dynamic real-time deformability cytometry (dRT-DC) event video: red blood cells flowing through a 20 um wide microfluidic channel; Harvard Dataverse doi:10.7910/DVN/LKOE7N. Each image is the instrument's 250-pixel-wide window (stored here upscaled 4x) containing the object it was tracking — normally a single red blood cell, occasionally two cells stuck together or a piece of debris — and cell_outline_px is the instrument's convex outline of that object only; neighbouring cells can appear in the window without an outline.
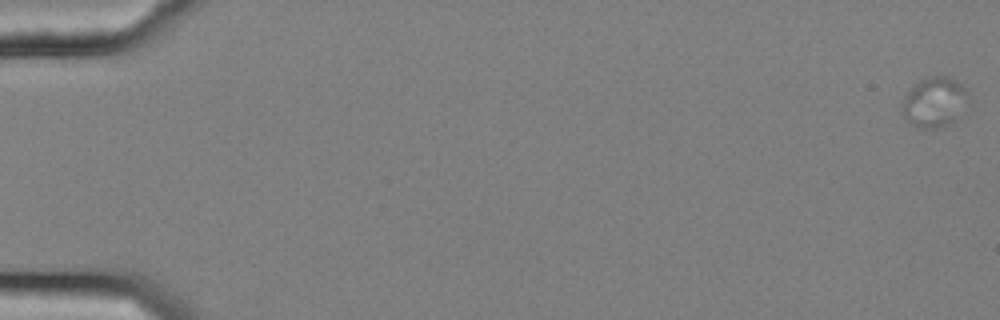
{"species": "common noctule bat (a hibernating species)", "species_latin": "Nyctalus noctula", "temperature_condition": "cold", "stored_images_in_passage": 31, "camera_frame_rate_fps": 3000, "um_per_image_px": 0.085, "animal": {"sex": "female", "body_mass_g": 25.1}, "frame": {"image": 1, "passage_image": 1, "time_ms": 0.0, "image_size_px": [1000, 320], "cell_outline_px": [[968, 92], [952, 120], [944, 128], [920, 128], [912, 124], [904, 116], [900, 108], [908, 92], [920, 80], [928, 76], [940, 72], [956, 80]], "centroid_in_image_um": [79.35, 8.63], "position_along_channel_um": 5.7, "area_um2": 18.67}}
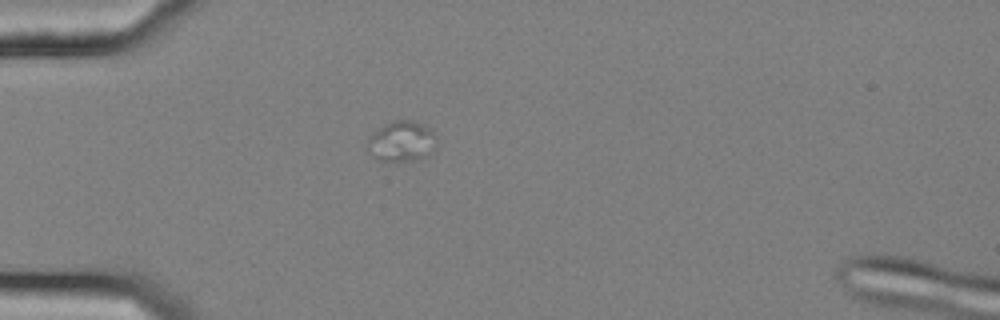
{"frame": {"image": 2, "passage_image": 18, "time_ms": 5.667, "image_size_px": [1000, 320], "cell_outline_px": [[436, 136], [428, 156], [416, 160], [380, 160], [368, 148], [368, 136], [392, 120], [412, 120], [432, 128]], "centroid_in_image_um": [34.16, 11.98], "position_along_channel_um": 50.8, "area_um2": 15.84}}